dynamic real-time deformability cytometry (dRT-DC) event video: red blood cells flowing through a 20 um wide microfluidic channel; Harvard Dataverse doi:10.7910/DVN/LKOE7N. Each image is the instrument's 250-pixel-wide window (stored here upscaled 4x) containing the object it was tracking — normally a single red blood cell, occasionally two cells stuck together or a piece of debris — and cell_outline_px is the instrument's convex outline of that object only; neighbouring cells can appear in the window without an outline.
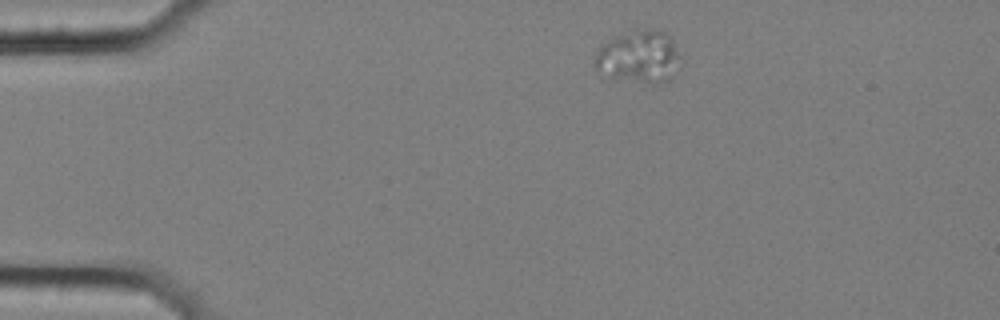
{"species": "common noctule bat (a hibernating species)", "species_latin": "Nyctalus noctula", "temperature_condition": "cold", "stored_images_in_passage": 5, "camera_frame_rate_fps": 3000, "um_per_image_px": 0.085, "animal": {"sex": "female", "body_mass_g": 25.1}, "frame": {"image": 1, "passage_image": 1, "time_ms": 0.0, "image_size_px": [1000, 320], "cell_outline_px": [[684, 60], [672, 80], [660, 84], [656, 84], [608, 76], [596, 68], [592, 64], [600, 48], [612, 36], [636, 28], [644, 28], [664, 32], [672, 40]], "centroid_in_image_um": [54.38, 4.82], "position_along_channel_um": 30.6, "area_um2": 26.7}}
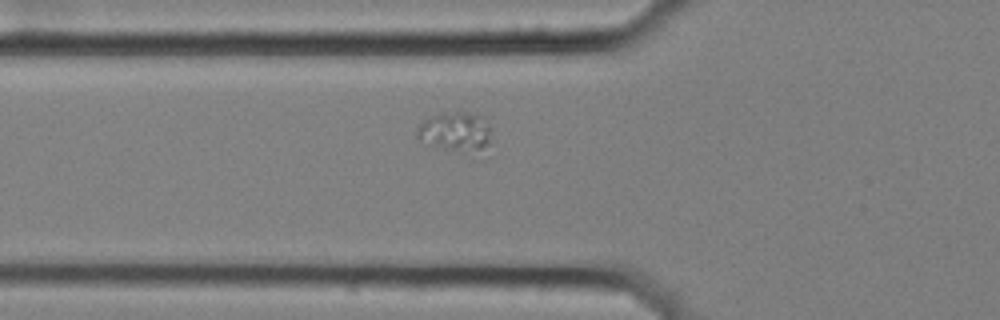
{"frame": {"image": 2, "passage_image": 4, "time_ms": 1.0, "image_size_px": [1000, 320], "cell_outline_px": [[488, 144], [472, 160], [428, 144], [416, 132], [416, 128], [424, 120], [432, 116], [444, 112], [468, 112], [484, 116], [488, 128]], "centroid_in_image_um": [38.76, 11.3], "position_along_channel_um": 87.0, "area_um2": 17.86}}